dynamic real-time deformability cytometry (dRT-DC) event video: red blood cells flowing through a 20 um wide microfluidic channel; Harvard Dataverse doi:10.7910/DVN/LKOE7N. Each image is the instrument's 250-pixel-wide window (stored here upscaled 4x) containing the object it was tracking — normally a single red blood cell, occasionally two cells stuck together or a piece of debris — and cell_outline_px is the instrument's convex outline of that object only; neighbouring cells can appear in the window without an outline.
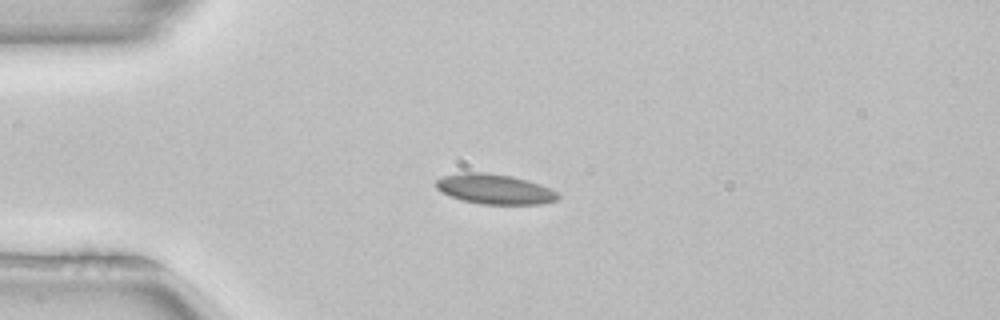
{"species": "common noctule bat (a hibernating species)", "species_latin": "Nyctalus noctula", "temperature_condition": "room temperature", "stored_images_in_passage": 4, "camera_frame_rate_fps": 3000, "um_per_image_px": 0.085, "animal": {"sex": "female", "body_mass_g": 22.7, "forearm_length_mm": 54.2}, "frame": {"image": 1, "passage_image": 4, "time_ms": 1.0, "image_size_px": [1000, 320], "cell_outline_px": [[560, 196], [556, 200], [540, 204], [480, 204], [464, 200], [440, 192], [436, 188], [436, 180], [444, 176], [460, 172], [484, 172], [512, 176], [528, 180], [540, 184], [556, 192]], "centroid_in_image_um": [42.03, 16.06], "position_along_channel_um": 43.0, "area_um2": 21.21}}